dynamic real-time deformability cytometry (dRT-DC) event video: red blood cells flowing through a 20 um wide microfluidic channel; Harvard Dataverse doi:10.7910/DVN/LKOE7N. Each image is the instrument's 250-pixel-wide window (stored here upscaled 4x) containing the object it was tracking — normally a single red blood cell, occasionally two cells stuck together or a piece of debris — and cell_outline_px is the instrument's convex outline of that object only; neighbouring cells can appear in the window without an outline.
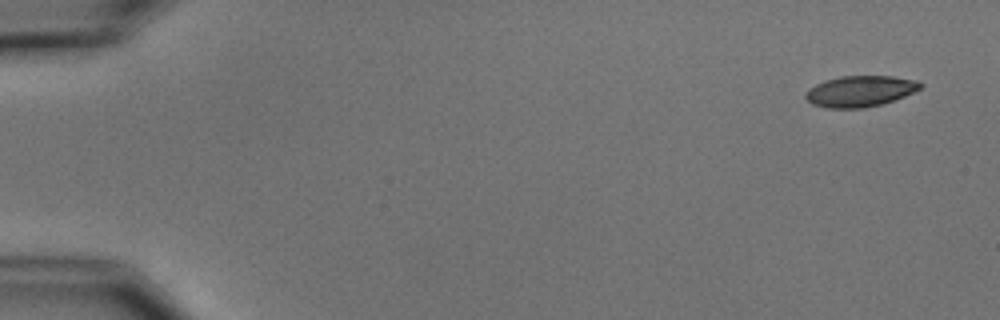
{"species": "common noctule bat (a hibernating species)", "species_latin": "Nyctalus noctula", "temperature_condition": "cold", "stored_images_in_passage": 5, "camera_frame_rate_fps": 3000, "um_per_image_px": 0.085, "animal": {"sex": "male", "body_mass_g": 15.6}, "frame": {"image": 1, "passage_image": 1, "time_ms": 0.0, "image_size_px": [1000, 320], "cell_outline_px": [[924, 84], [920, 88], [904, 96], [884, 104], [864, 108], [828, 108], [812, 104], [804, 96], [808, 88], [824, 80], [840, 76], [892, 76], [916, 80]], "centroid_in_image_um": [73.09, 7.75], "position_along_channel_um": 11.9, "area_um2": 20.81}}
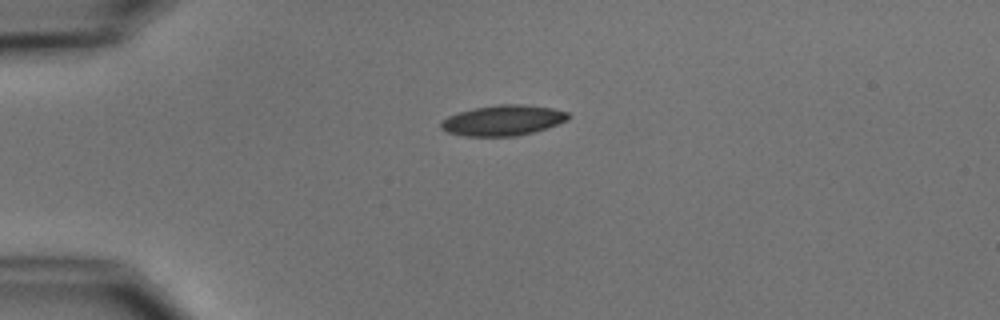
{"frame": {"image": 2, "passage_image": 4, "time_ms": 3.667, "image_size_px": [1000, 320], "cell_outline_px": [[572, 116], [568, 120], [548, 128], [516, 136], [464, 136], [448, 132], [440, 128], [440, 124], [448, 116], [472, 108], [500, 104], [520, 104], [552, 108], [568, 112]], "centroid_in_image_um": [42.79, 10.23], "position_along_channel_um": 42.2, "area_um2": 22.6}}